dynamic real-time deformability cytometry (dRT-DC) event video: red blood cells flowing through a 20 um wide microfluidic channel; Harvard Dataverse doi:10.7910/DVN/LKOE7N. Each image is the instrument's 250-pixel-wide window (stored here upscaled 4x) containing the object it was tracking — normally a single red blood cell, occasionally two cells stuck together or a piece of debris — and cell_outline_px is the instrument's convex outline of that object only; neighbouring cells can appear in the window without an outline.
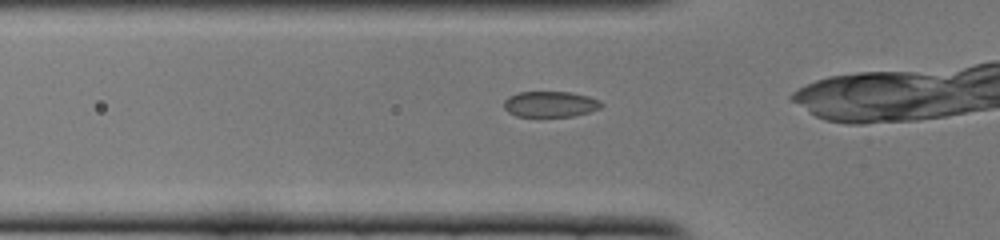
{"species": "common noctule bat (a hibernating species)", "species_latin": "Nyctalus noctula", "temperature_condition": "cold", "stored_images_in_passage": 27, "camera_frame_rate_fps": 3000, "um_per_image_px": 0.085, "animal": {"sex": "female", "body_mass_g": 22.0, "forearm_length_mm": 56.7}, "frame": {"image": 1, "passage_image": 4, "time_ms": 1.0, "image_size_px": [1000, 240], "cell_outline_px": [[604, 104], [600, 108], [588, 112], [572, 116], [516, 116], [508, 112], [504, 108], [504, 100], [508, 96], [520, 92], [568, 92], [588, 96], [600, 100]], "centroid_in_image_um": [46.77, 8.85], "position_along_channel_um": 79.0, "area_um2": 14.57}}
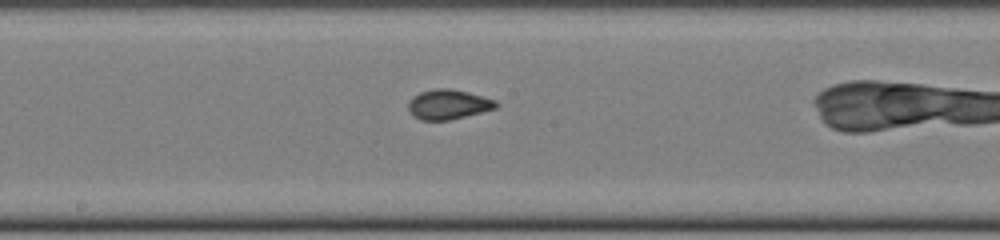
{"frame": {"image": 2, "passage_image": 14, "time_ms": 4.333, "image_size_px": [1000, 240], "cell_outline_px": [[500, 104], [496, 108], [448, 120], [420, 120], [408, 108], [408, 104], [412, 96], [420, 92], [432, 88], [452, 88], [468, 92], [496, 100]], "centroid_in_image_um": [38.11, 8.85], "position_along_channel_um": 210.1, "area_um2": 15.14}}
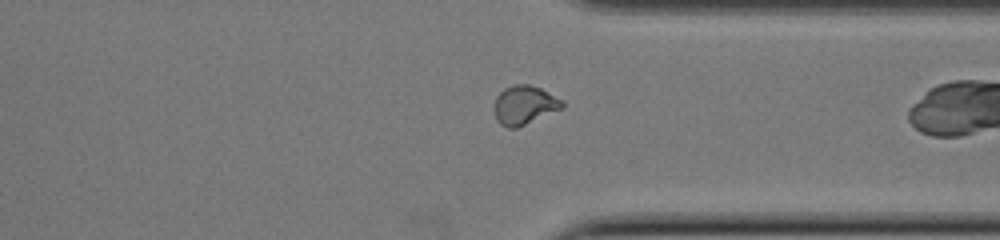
{"frame": {"image": 3, "passage_image": 26, "time_ms": 8.333, "image_size_px": [1000, 240], "cell_outline_px": [[564, 108], [516, 128], [508, 128], [500, 124], [496, 120], [492, 108], [492, 104], [496, 96], [504, 88], [516, 84], [528, 84], [540, 88], [564, 100]], "centroid_in_image_um": [44.55, 8.93], "position_along_channel_um": 366.9, "area_um2": 15.72}}